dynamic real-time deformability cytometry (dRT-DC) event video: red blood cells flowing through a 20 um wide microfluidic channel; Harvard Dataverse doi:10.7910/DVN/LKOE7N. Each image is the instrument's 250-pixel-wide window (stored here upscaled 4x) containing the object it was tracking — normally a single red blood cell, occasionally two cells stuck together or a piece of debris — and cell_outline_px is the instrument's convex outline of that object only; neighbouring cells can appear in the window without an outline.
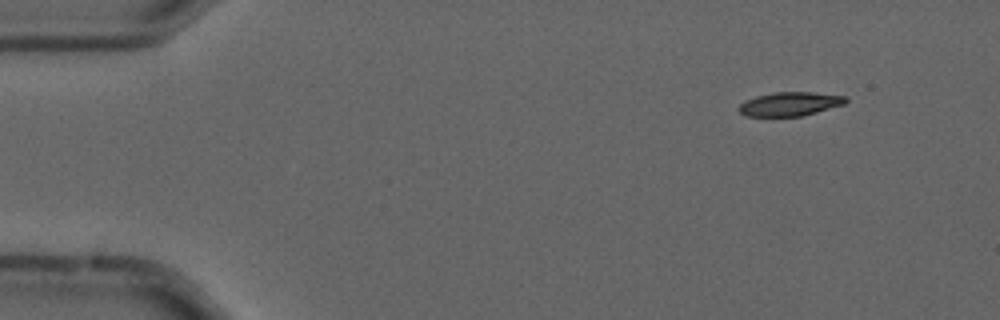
{"species": "common noctule bat (a hibernating species)", "species_latin": "Nyctalus noctula", "temperature_condition": "cold", "stored_images_in_passage": 53, "camera_frame_rate_fps": 3000, "um_per_image_px": 0.085, "animal": {"sex": "male", "forearm_length_mm": 52.5}, "frame": {"image": 1, "passage_image": 4, "time_ms": 1.0, "image_size_px": [1000, 320], "cell_outline_px": [[848, 100], [844, 104], [816, 112], [800, 116], [744, 116], [740, 112], [740, 104], [744, 100], [756, 96], [776, 92], [812, 92], [848, 96]], "centroid_in_image_um": [67.15, 8.83], "position_along_channel_um": 17.8, "area_um2": 14.8}}
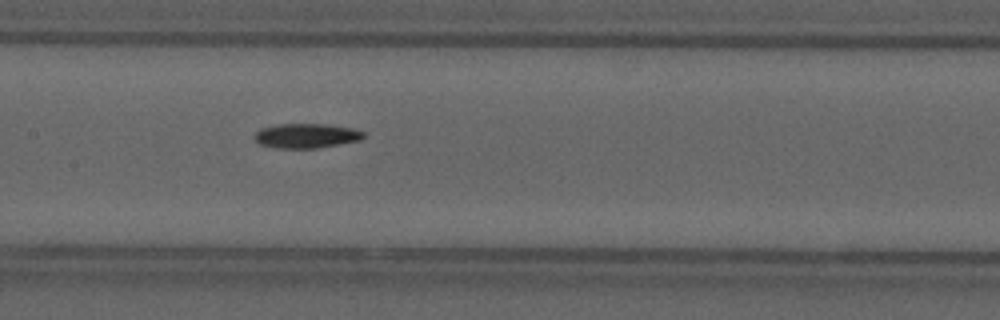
{"frame": {"image": 2, "passage_image": 25, "time_ms": 8.0, "image_size_px": [1000, 320], "cell_outline_px": [[364, 136], [360, 140], [316, 148], [276, 148], [260, 144], [256, 140], [256, 132], [260, 128], [280, 124], [328, 124], [352, 128], [364, 132]], "centroid_in_image_um": [26.04, 11.53], "position_along_channel_um": 181.4, "area_um2": 15.43}}
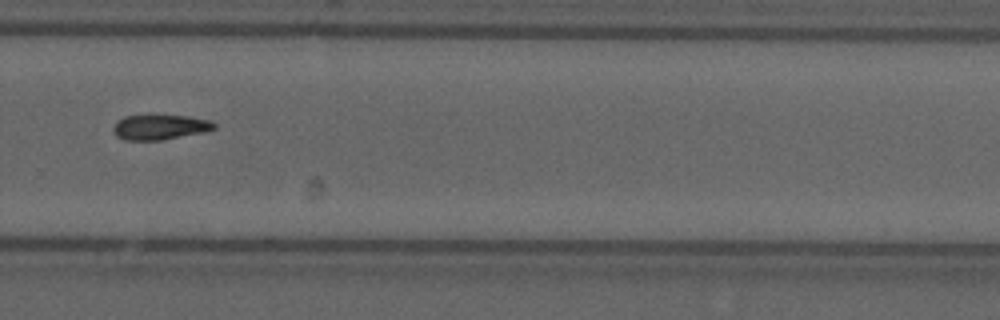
{"frame": {"image": 3, "passage_image": 36, "time_ms": 11.667, "image_size_px": [1000, 320], "cell_outline_px": [[216, 128], [204, 132], [160, 140], [124, 140], [116, 136], [112, 128], [116, 120], [124, 116], [188, 116], [208, 120], [216, 124]], "centroid_in_image_um": [13.55, 10.81], "position_along_channel_um": 316.2, "area_um2": 14.57}, "authors_computed_cell_mechanics": {"area_um2": 15.2014, "velocity_mm_per_s": 3.6923, "shape_relaxation_time_tau1_ms": 5.9785, "shape_relaxation_time_tau2_ms": null, "deformation_change_tau1": 0.1637, "deformation_change_tau2": null}}